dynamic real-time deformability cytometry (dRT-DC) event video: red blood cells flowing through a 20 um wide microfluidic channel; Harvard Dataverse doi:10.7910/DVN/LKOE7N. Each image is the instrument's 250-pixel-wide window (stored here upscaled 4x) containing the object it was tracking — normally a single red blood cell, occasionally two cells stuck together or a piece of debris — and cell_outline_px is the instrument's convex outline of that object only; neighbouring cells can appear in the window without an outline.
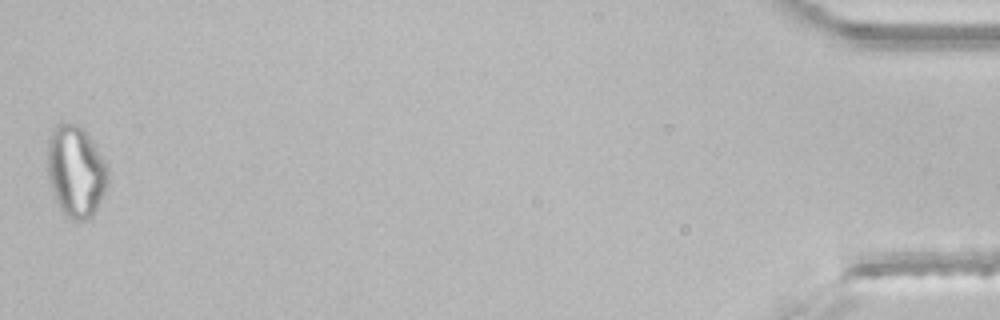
{"species": "common noctule bat (a hibernating species)", "species_latin": "Nyctalus noctula", "temperature_condition": "room temperature", "stored_images_in_passage": 43, "segment_of_instrument_passage": [2, 2], "camera_frame_rate_fps": 3000, "um_per_image_px": 0.085, "animal": {"sex": "male", "body_mass_g": 21.5, "forearm_length_mm": 52.0}, "frame": {"image": 1, "passage_image": 43, "time_ms": 14.0, "image_size_px": [1000, 320], "cell_outline_px": [[108, 184], [92, 216], [88, 220], [76, 220], [64, 212], [60, 208], [56, 200], [52, 188], [48, 172], [48, 140], [52, 128], [56, 124], [72, 124], [84, 128], [108, 164]], "centroid_in_image_um": [6.47, 14.53], "position_along_channel_um": 428.7, "area_um2": 31.91}}